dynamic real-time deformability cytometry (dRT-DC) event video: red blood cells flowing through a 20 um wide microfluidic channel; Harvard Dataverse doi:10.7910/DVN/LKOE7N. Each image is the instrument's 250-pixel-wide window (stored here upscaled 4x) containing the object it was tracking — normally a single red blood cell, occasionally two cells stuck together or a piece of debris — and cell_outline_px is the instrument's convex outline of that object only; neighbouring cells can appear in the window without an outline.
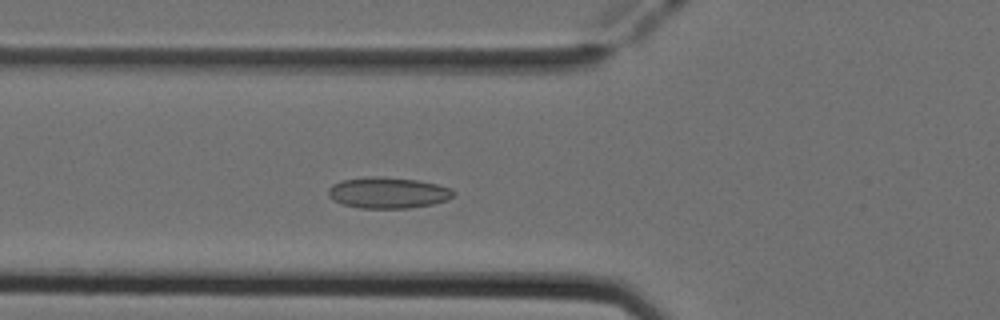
{"species": "Egyptian fruit bat (a non-hibernating species)", "species_latin": "Rousettus aegyptiacus", "temperature_condition": "cold", "stored_images_in_passage": 47, "camera_frame_rate_fps": 3000, "um_per_image_px": 0.085, "animal": {"sex": "female"}, "frame": {"image": 1, "passage_image": 14, "time_ms": 4.333, "image_size_px": [1000, 320], "cell_outline_px": [[456, 192], [448, 200], [432, 204], [408, 208], [360, 208], [344, 204], [328, 196], [328, 188], [332, 184], [340, 180], [368, 176], [384, 176], [420, 180], [452, 188]], "centroid_in_image_um": [32.99, 16.36], "position_along_channel_um": 92.8, "area_um2": 22.89}}
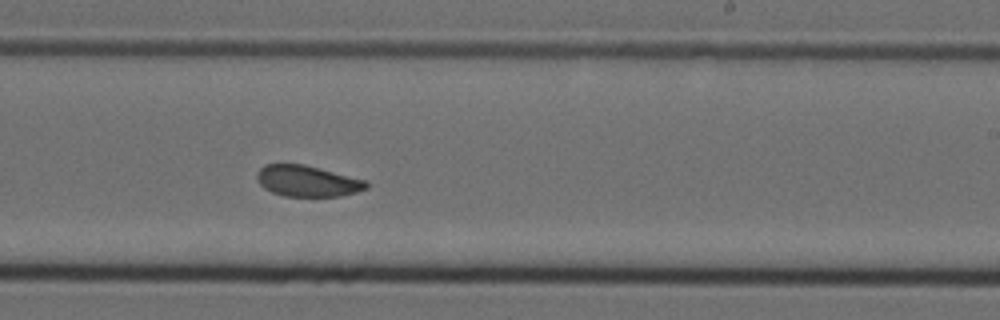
{"frame": {"image": 2, "passage_image": 27, "time_ms": 8.667, "image_size_px": [1000, 320], "cell_outline_px": [[368, 188], [356, 192], [340, 196], [284, 196], [272, 192], [264, 188], [256, 180], [256, 172], [264, 164], [304, 164], [368, 180]], "centroid_in_image_um": [26.12, 15.38], "position_along_channel_um": 262.9, "area_um2": 20.0}}
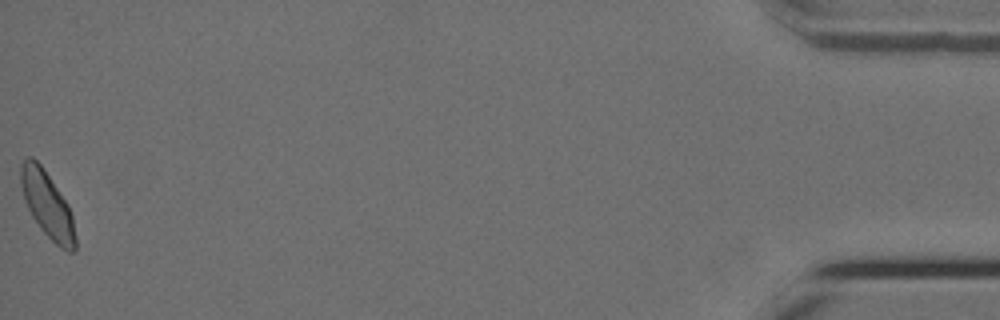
{"frame": {"image": 3, "passage_image": 47, "time_ms": 15.333, "image_size_px": [1000, 320], "cell_outline_px": [[76, 248], [72, 252], [68, 252], [60, 248], [40, 228], [32, 216], [24, 200], [20, 184], [20, 164], [28, 156], [32, 156], [40, 164], [68, 204], [72, 216], [76, 236]], "centroid_in_image_um": [4.01, 17.41], "position_along_channel_um": 431.2, "area_um2": 20.92}, "authors_computed_cell_mechanics": {"area_um2": 20.808, "velocity_mm_per_s": 3.9227, "shape_relaxation_time_tau1_ms": 6.5516, "shape_relaxation_time_tau2_ms": 1.5036, "deformation_change_tau1": 0.1083, "deformation_change_tau2": 0.0681}}